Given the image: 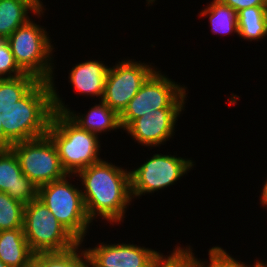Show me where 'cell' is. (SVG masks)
<instances>
[{
    "label": "cell",
    "instance_id": "27",
    "mask_svg": "<svg viewBox=\"0 0 267 267\" xmlns=\"http://www.w3.org/2000/svg\"><path fill=\"white\" fill-rule=\"evenodd\" d=\"M1 109H0V115H1ZM1 120V117H0ZM0 121V152L7 151L11 149L12 144L6 139L4 136L3 126Z\"/></svg>",
    "mask_w": 267,
    "mask_h": 267
},
{
    "label": "cell",
    "instance_id": "20",
    "mask_svg": "<svg viewBox=\"0 0 267 267\" xmlns=\"http://www.w3.org/2000/svg\"><path fill=\"white\" fill-rule=\"evenodd\" d=\"M81 245L82 243L66 252L36 254L34 264L37 267H90L88 253L79 249Z\"/></svg>",
    "mask_w": 267,
    "mask_h": 267
},
{
    "label": "cell",
    "instance_id": "24",
    "mask_svg": "<svg viewBox=\"0 0 267 267\" xmlns=\"http://www.w3.org/2000/svg\"><path fill=\"white\" fill-rule=\"evenodd\" d=\"M208 253L210 261L208 265L205 264V261L199 260L198 267H251V265H245L246 263L237 261L219 246L212 247ZM257 261L253 267H257Z\"/></svg>",
    "mask_w": 267,
    "mask_h": 267
},
{
    "label": "cell",
    "instance_id": "32",
    "mask_svg": "<svg viewBox=\"0 0 267 267\" xmlns=\"http://www.w3.org/2000/svg\"><path fill=\"white\" fill-rule=\"evenodd\" d=\"M42 8L44 7L43 6V3H42V1L41 0H35Z\"/></svg>",
    "mask_w": 267,
    "mask_h": 267
},
{
    "label": "cell",
    "instance_id": "17",
    "mask_svg": "<svg viewBox=\"0 0 267 267\" xmlns=\"http://www.w3.org/2000/svg\"><path fill=\"white\" fill-rule=\"evenodd\" d=\"M34 256L23 228L0 231V260L4 264L9 267H31Z\"/></svg>",
    "mask_w": 267,
    "mask_h": 267
},
{
    "label": "cell",
    "instance_id": "23",
    "mask_svg": "<svg viewBox=\"0 0 267 267\" xmlns=\"http://www.w3.org/2000/svg\"><path fill=\"white\" fill-rule=\"evenodd\" d=\"M191 246L173 249L171 255L164 256L157 252L153 258L151 267H198V258L194 256Z\"/></svg>",
    "mask_w": 267,
    "mask_h": 267
},
{
    "label": "cell",
    "instance_id": "7",
    "mask_svg": "<svg viewBox=\"0 0 267 267\" xmlns=\"http://www.w3.org/2000/svg\"><path fill=\"white\" fill-rule=\"evenodd\" d=\"M186 87L156 70L142 84L138 93L120 114V124L125 130L135 119L163 108H184Z\"/></svg>",
    "mask_w": 267,
    "mask_h": 267
},
{
    "label": "cell",
    "instance_id": "4",
    "mask_svg": "<svg viewBox=\"0 0 267 267\" xmlns=\"http://www.w3.org/2000/svg\"><path fill=\"white\" fill-rule=\"evenodd\" d=\"M49 38L44 27L29 20L6 39L19 68L46 82L54 78V63H51L54 48Z\"/></svg>",
    "mask_w": 267,
    "mask_h": 267
},
{
    "label": "cell",
    "instance_id": "13",
    "mask_svg": "<svg viewBox=\"0 0 267 267\" xmlns=\"http://www.w3.org/2000/svg\"><path fill=\"white\" fill-rule=\"evenodd\" d=\"M50 83L53 90L54 111L66 113V115L81 129L97 135L109 130L113 131L119 128L122 129L120 124V115L101 100L99 104H95V106L91 107L88 113L77 114L76 112L70 110L69 107L67 108V105L63 103L62 98H59L60 96L56 92L57 89L54 87V79H52Z\"/></svg>",
    "mask_w": 267,
    "mask_h": 267
},
{
    "label": "cell",
    "instance_id": "11",
    "mask_svg": "<svg viewBox=\"0 0 267 267\" xmlns=\"http://www.w3.org/2000/svg\"><path fill=\"white\" fill-rule=\"evenodd\" d=\"M184 108H163L135 119L125 130L143 146L157 147L173 135L176 120ZM169 138V139H168Z\"/></svg>",
    "mask_w": 267,
    "mask_h": 267
},
{
    "label": "cell",
    "instance_id": "29",
    "mask_svg": "<svg viewBox=\"0 0 267 267\" xmlns=\"http://www.w3.org/2000/svg\"><path fill=\"white\" fill-rule=\"evenodd\" d=\"M257 267H267V263H262L260 260L257 261Z\"/></svg>",
    "mask_w": 267,
    "mask_h": 267
},
{
    "label": "cell",
    "instance_id": "12",
    "mask_svg": "<svg viewBox=\"0 0 267 267\" xmlns=\"http://www.w3.org/2000/svg\"><path fill=\"white\" fill-rule=\"evenodd\" d=\"M90 267H151L157 251L134 244L99 243L93 248H85Z\"/></svg>",
    "mask_w": 267,
    "mask_h": 267
},
{
    "label": "cell",
    "instance_id": "8",
    "mask_svg": "<svg viewBox=\"0 0 267 267\" xmlns=\"http://www.w3.org/2000/svg\"><path fill=\"white\" fill-rule=\"evenodd\" d=\"M11 149L18 157L23 174L37 187L67 175L61 166L56 145L48 134L12 144Z\"/></svg>",
    "mask_w": 267,
    "mask_h": 267
},
{
    "label": "cell",
    "instance_id": "25",
    "mask_svg": "<svg viewBox=\"0 0 267 267\" xmlns=\"http://www.w3.org/2000/svg\"><path fill=\"white\" fill-rule=\"evenodd\" d=\"M24 74L17 65L8 42L0 39V78H15Z\"/></svg>",
    "mask_w": 267,
    "mask_h": 267
},
{
    "label": "cell",
    "instance_id": "9",
    "mask_svg": "<svg viewBox=\"0 0 267 267\" xmlns=\"http://www.w3.org/2000/svg\"><path fill=\"white\" fill-rule=\"evenodd\" d=\"M190 159L174 155L154 154L138 168L130 171L132 198L154 193L175 184L193 168Z\"/></svg>",
    "mask_w": 267,
    "mask_h": 267
},
{
    "label": "cell",
    "instance_id": "3",
    "mask_svg": "<svg viewBox=\"0 0 267 267\" xmlns=\"http://www.w3.org/2000/svg\"><path fill=\"white\" fill-rule=\"evenodd\" d=\"M47 134L58 150L67 175H76L86 167L101 161L97 134L81 129L66 113L54 111Z\"/></svg>",
    "mask_w": 267,
    "mask_h": 267
},
{
    "label": "cell",
    "instance_id": "14",
    "mask_svg": "<svg viewBox=\"0 0 267 267\" xmlns=\"http://www.w3.org/2000/svg\"><path fill=\"white\" fill-rule=\"evenodd\" d=\"M0 191L23 205L37 198L38 187L23 174L12 149L0 152Z\"/></svg>",
    "mask_w": 267,
    "mask_h": 267
},
{
    "label": "cell",
    "instance_id": "22",
    "mask_svg": "<svg viewBox=\"0 0 267 267\" xmlns=\"http://www.w3.org/2000/svg\"><path fill=\"white\" fill-rule=\"evenodd\" d=\"M24 205L0 191V231L23 228Z\"/></svg>",
    "mask_w": 267,
    "mask_h": 267
},
{
    "label": "cell",
    "instance_id": "2",
    "mask_svg": "<svg viewBox=\"0 0 267 267\" xmlns=\"http://www.w3.org/2000/svg\"><path fill=\"white\" fill-rule=\"evenodd\" d=\"M1 112L4 136L11 144L47 135L54 112L51 83L39 81L22 99Z\"/></svg>",
    "mask_w": 267,
    "mask_h": 267
},
{
    "label": "cell",
    "instance_id": "1",
    "mask_svg": "<svg viewBox=\"0 0 267 267\" xmlns=\"http://www.w3.org/2000/svg\"><path fill=\"white\" fill-rule=\"evenodd\" d=\"M84 186L81 190L89 219L101 216L108 222L123 221L127 206L131 205L130 171L101 160L76 175ZM97 215V216H96Z\"/></svg>",
    "mask_w": 267,
    "mask_h": 267
},
{
    "label": "cell",
    "instance_id": "30",
    "mask_svg": "<svg viewBox=\"0 0 267 267\" xmlns=\"http://www.w3.org/2000/svg\"><path fill=\"white\" fill-rule=\"evenodd\" d=\"M147 1V5L150 6V3L153 4L156 0H146Z\"/></svg>",
    "mask_w": 267,
    "mask_h": 267
},
{
    "label": "cell",
    "instance_id": "15",
    "mask_svg": "<svg viewBox=\"0 0 267 267\" xmlns=\"http://www.w3.org/2000/svg\"><path fill=\"white\" fill-rule=\"evenodd\" d=\"M108 69L101 61L87 60L72 67L68 79L78 93L102 100Z\"/></svg>",
    "mask_w": 267,
    "mask_h": 267
},
{
    "label": "cell",
    "instance_id": "26",
    "mask_svg": "<svg viewBox=\"0 0 267 267\" xmlns=\"http://www.w3.org/2000/svg\"><path fill=\"white\" fill-rule=\"evenodd\" d=\"M221 3L230 6L236 12L249 7L267 6V0H219Z\"/></svg>",
    "mask_w": 267,
    "mask_h": 267
},
{
    "label": "cell",
    "instance_id": "6",
    "mask_svg": "<svg viewBox=\"0 0 267 267\" xmlns=\"http://www.w3.org/2000/svg\"><path fill=\"white\" fill-rule=\"evenodd\" d=\"M67 177L72 175L39 186L37 198L82 243L92 221L87 215L81 189L72 185Z\"/></svg>",
    "mask_w": 267,
    "mask_h": 267
},
{
    "label": "cell",
    "instance_id": "16",
    "mask_svg": "<svg viewBox=\"0 0 267 267\" xmlns=\"http://www.w3.org/2000/svg\"><path fill=\"white\" fill-rule=\"evenodd\" d=\"M42 8L35 0H0V39L6 40L19 27L25 25L31 11L42 17Z\"/></svg>",
    "mask_w": 267,
    "mask_h": 267
},
{
    "label": "cell",
    "instance_id": "18",
    "mask_svg": "<svg viewBox=\"0 0 267 267\" xmlns=\"http://www.w3.org/2000/svg\"><path fill=\"white\" fill-rule=\"evenodd\" d=\"M237 17L239 37L258 41L267 36V6L244 8Z\"/></svg>",
    "mask_w": 267,
    "mask_h": 267
},
{
    "label": "cell",
    "instance_id": "21",
    "mask_svg": "<svg viewBox=\"0 0 267 267\" xmlns=\"http://www.w3.org/2000/svg\"><path fill=\"white\" fill-rule=\"evenodd\" d=\"M40 80L30 74L15 78H0V109L22 99Z\"/></svg>",
    "mask_w": 267,
    "mask_h": 267
},
{
    "label": "cell",
    "instance_id": "5",
    "mask_svg": "<svg viewBox=\"0 0 267 267\" xmlns=\"http://www.w3.org/2000/svg\"><path fill=\"white\" fill-rule=\"evenodd\" d=\"M23 229L35 255L66 252L80 244L38 198L24 205Z\"/></svg>",
    "mask_w": 267,
    "mask_h": 267
},
{
    "label": "cell",
    "instance_id": "31",
    "mask_svg": "<svg viewBox=\"0 0 267 267\" xmlns=\"http://www.w3.org/2000/svg\"><path fill=\"white\" fill-rule=\"evenodd\" d=\"M0 267H9L7 264H4L1 260H0Z\"/></svg>",
    "mask_w": 267,
    "mask_h": 267
},
{
    "label": "cell",
    "instance_id": "28",
    "mask_svg": "<svg viewBox=\"0 0 267 267\" xmlns=\"http://www.w3.org/2000/svg\"><path fill=\"white\" fill-rule=\"evenodd\" d=\"M262 195L260 196V203L263 205V206H266L267 207V179L265 180L264 182V186H263V189H262Z\"/></svg>",
    "mask_w": 267,
    "mask_h": 267
},
{
    "label": "cell",
    "instance_id": "10",
    "mask_svg": "<svg viewBox=\"0 0 267 267\" xmlns=\"http://www.w3.org/2000/svg\"><path fill=\"white\" fill-rule=\"evenodd\" d=\"M127 60L119 61L115 66L109 67L101 100L119 115L156 70L148 63Z\"/></svg>",
    "mask_w": 267,
    "mask_h": 267
},
{
    "label": "cell",
    "instance_id": "19",
    "mask_svg": "<svg viewBox=\"0 0 267 267\" xmlns=\"http://www.w3.org/2000/svg\"><path fill=\"white\" fill-rule=\"evenodd\" d=\"M206 15H209V23L214 34L239 33L237 12L230 6L221 3L219 0H213L199 14L201 17Z\"/></svg>",
    "mask_w": 267,
    "mask_h": 267
}]
</instances>
